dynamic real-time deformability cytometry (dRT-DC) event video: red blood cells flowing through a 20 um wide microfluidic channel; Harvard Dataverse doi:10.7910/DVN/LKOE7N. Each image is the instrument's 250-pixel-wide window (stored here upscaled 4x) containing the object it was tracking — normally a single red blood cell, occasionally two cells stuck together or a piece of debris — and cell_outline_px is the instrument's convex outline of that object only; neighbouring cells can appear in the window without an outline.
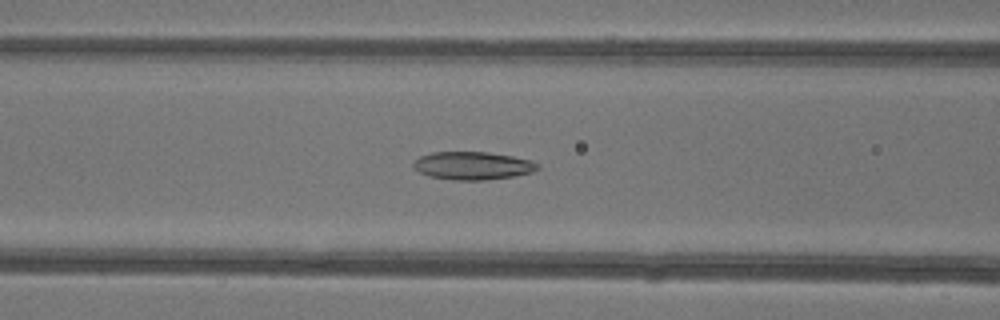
{"species": "common noctule bat (a hibernating species)", "species_latin": "Nyctalus noctula", "temperature_condition": "warm", "stored_images_in_passage": 50, "camera_frame_rate_fps": 3000, "um_per_image_px": 0.085, "animal": {"sex": "female"}, "frame": {"image": 1, "passage_image": 22, "time_ms": 7.0, "image_size_px": [1000, 320], "cell_outline_px": [[540, 168], [532, 172], [512, 176], [484, 180], [452, 180], [428, 176], [412, 168], [412, 164], [420, 156], [432, 152], [488, 152], [512, 156], [532, 160], [540, 164]], "centroid_in_image_um": [40.18, 14.08], "position_along_channel_um": 126.4, "area_um2": 20.35}}
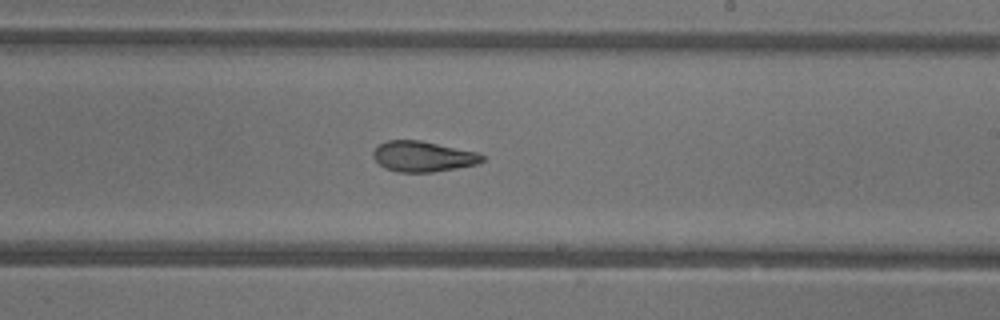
{"frame": {"image": 2, "passage_image": 31, "time_ms": 10.0, "image_size_px": [1000, 320], "cell_outline_px": [[484, 160], [476, 164], [456, 168], [432, 172], [400, 172], [384, 168], [372, 156], [372, 152], [380, 144], [388, 140], [420, 140], [476, 152], [484, 156]], "centroid_in_image_um": [35.93, 13.3], "position_along_channel_um": 253.1, "area_um2": 19.19}}
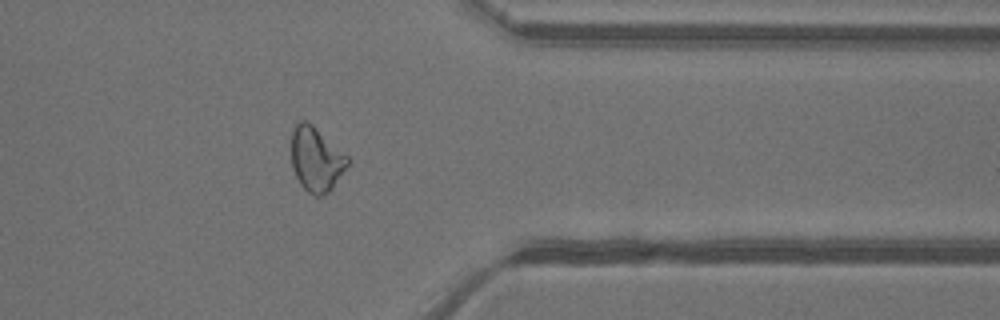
{"frame": {"image": 3, "passage_image": 41, "time_ms": 13.333, "image_size_px": [1000, 320], "cell_outline_px": [[348, 164], [332, 188], [328, 192], [320, 196], [312, 196], [300, 184], [292, 168], [292, 128], [300, 120], [308, 120], [348, 156]], "centroid_in_image_um": [26.85, 13.52], "position_along_channel_um": 384.5, "area_um2": 21.04}, "authors_computed_cell_mechanics": {"area_um2": 22.2819, "velocity_mm_per_s": 4.2213, "shape_relaxation_time_tau1_ms": null, "shape_relaxation_time_tau2_ms": 3.0436, "deformation_change_tau1": null, "deformation_change_tau2": 0.1042}}